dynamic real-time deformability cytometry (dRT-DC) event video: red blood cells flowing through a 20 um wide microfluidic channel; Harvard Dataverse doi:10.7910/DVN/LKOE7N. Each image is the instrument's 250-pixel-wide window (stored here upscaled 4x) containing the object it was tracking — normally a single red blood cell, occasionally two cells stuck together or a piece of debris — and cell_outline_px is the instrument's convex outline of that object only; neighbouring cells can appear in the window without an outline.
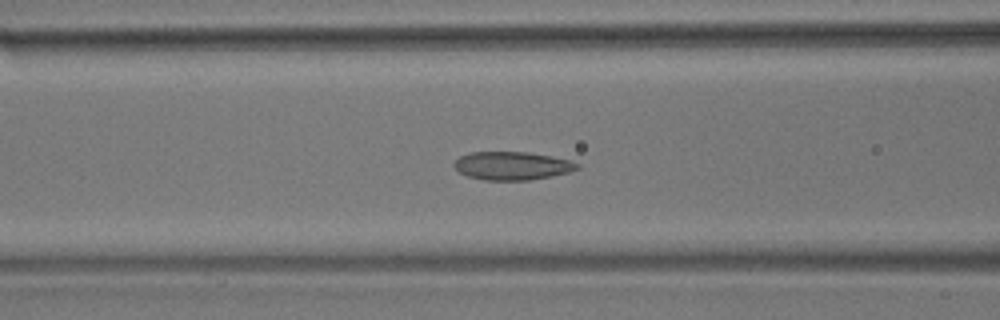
{"species": "common noctule bat (a hibernating species)", "species_latin": "Nyctalus noctula", "temperature_condition": "room temperature", "stored_images_in_passage": 41, "camera_frame_rate_fps": 3000, "um_per_image_px": 0.085, "animal": {"sex": "male", "body_mass_g": 17.9}, "frame": {"image": 1, "passage_image": 7, "time_ms": 2.0, "image_size_px": [1000, 320], "cell_outline_px": [[580, 168], [568, 172], [552, 176], [528, 180], [484, 180], [468, 176], [460, 172], [452, 164], [460, 156], [468, 152], [528, 152], [552, 156], [572, 160], [580, 164]], "centroid_in_image_um": [43.56, 14.08], "position_along_channel_um": 123.0, "area_um2": 20.35}}
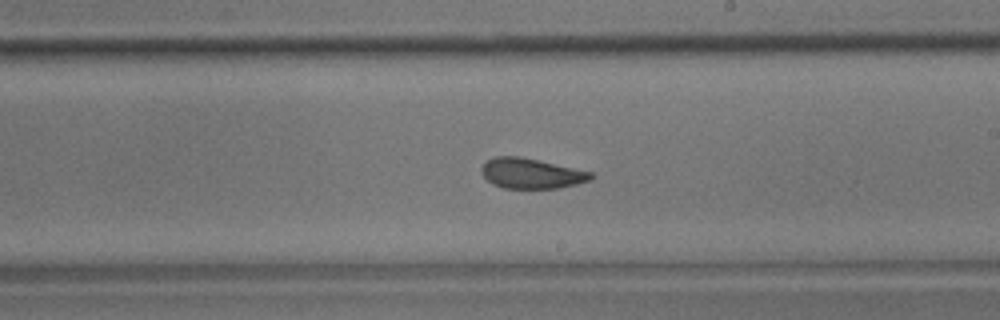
{"frame": {"image": 2, "passage_image": 17, "time_ms": 5.333, "image_size_px": [1000, 320], "cell_outline_px": [[596, 176], [592, 180], [576, 184], [556, 188], [504, 188], [492, 184], [480, 172], [480, 168], [488, 160], [496, 156], [520, 156], [540, 160], [592, 172]], "centroid_in_image_um": [45.18, 14.73], "position_along_channel_um": 243.8, "area_um2": 19.36}}
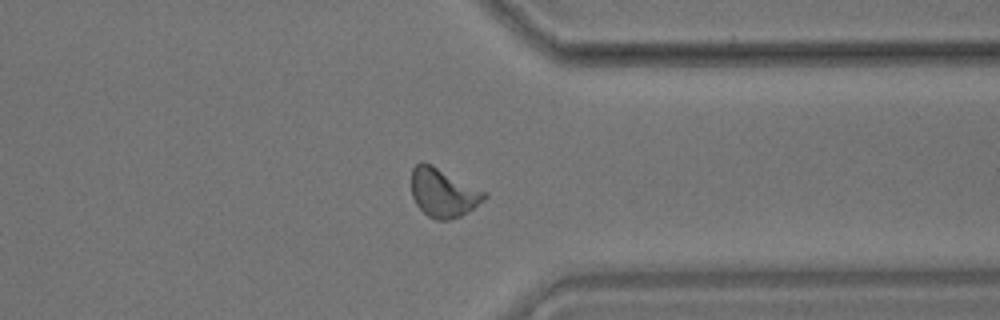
{"frame": {"image": 3, "passage_image": 28, "time_ms": 9.0, "image_size_px": [1000, 320], "cell_outline_px": [[488, 196], [484, 200], [460, 216], [448, 220], [436, 220], [428, 216], [416, 204], [412, 196], [412, 168], [420, 160], [432, 164], [488, 192]], "centroid_in_image_um": [37.68, 16.35], "position_along_channel_um": 373.7, "area_um2": 20.81}, "authors_computed_cell_mechanics": {"area_um2": 19.8254, "velocity_mm_per_s": 3.6297, "shape_relaxation_time_tau1_ms": 6.0925, "shape_relaxation_time_tau2_ms": 2.1757, "deformation_change_tau1": 0.135, "deformation_change_tau2": 0.0759}}